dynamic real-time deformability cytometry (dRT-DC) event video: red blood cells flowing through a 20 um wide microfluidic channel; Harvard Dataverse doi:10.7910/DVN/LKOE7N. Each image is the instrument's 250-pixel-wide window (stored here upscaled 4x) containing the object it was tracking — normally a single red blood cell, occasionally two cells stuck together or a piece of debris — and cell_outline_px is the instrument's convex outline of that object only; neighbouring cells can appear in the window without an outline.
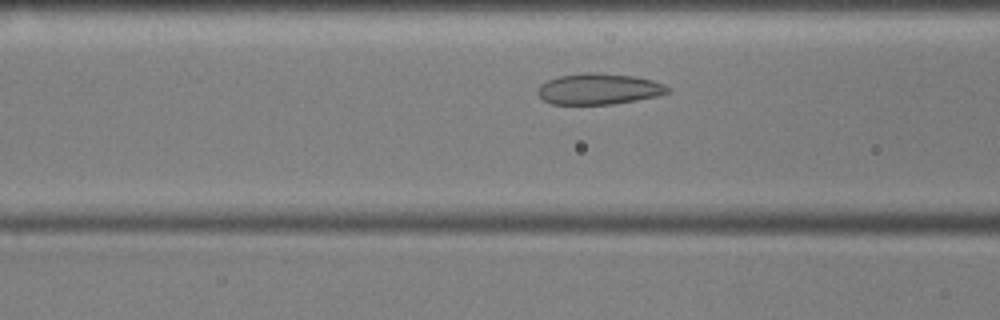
{"species": "common noctule bat (a hibernating species)", "species_latin": "Nyctalus noctula", "temperature_condition": "cold", "stored_images_in_passage": 38, "camera_frame_rate_fps": 3000, "um_per_image_px": 0.085, "animal": {"sex": "male", "body_mass_g": 17.9, "forearm_length_mm": 54.2}, "frame": {"image": 1, "passage_image": 11, "time_ms": 3.333, "image_size_px": [1000, 320], "cell_outline_px": [[668, 92], [656, 96], [636, 100], [612, 104], [552, 104], [544, 100], [536, 92], [540, 84], [548, 80], [560, 76], [588, 72], [596, 72], [632, 76], [652, 80], [664, 84], [668, 88]], "centroid_in_image_um": [50.87, 7.56], "position_along_channel_um": 115.7, "area_um2": 23.24}}
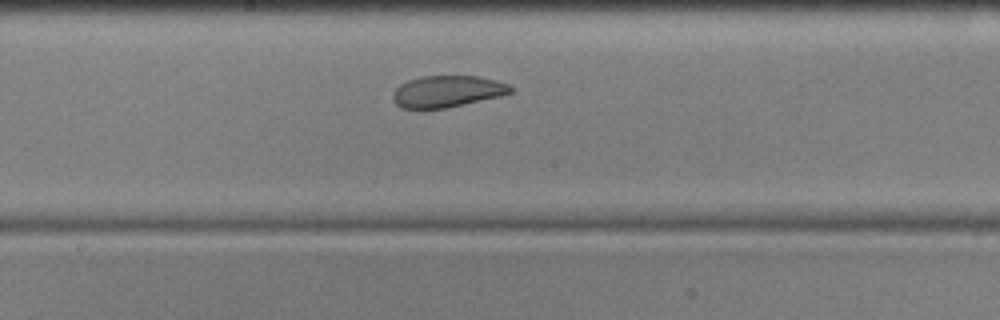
{"frame": {"image": 2, "passage_image": 19, "time_ms": 6.0, "image_size_px": [1000, 320], "cell_outline_px": [[516, 88], [512, 92], [500, 96], [448, 108], [400, 108], [392, 100], [392, 92], [400, 84], [408, 80], [420, 76], [480, 76], [508, 84]], "centroid_in_image_um": [38.01, 7.77], "position_along_channel_um": 210.2, "area_um2": 21.85}}
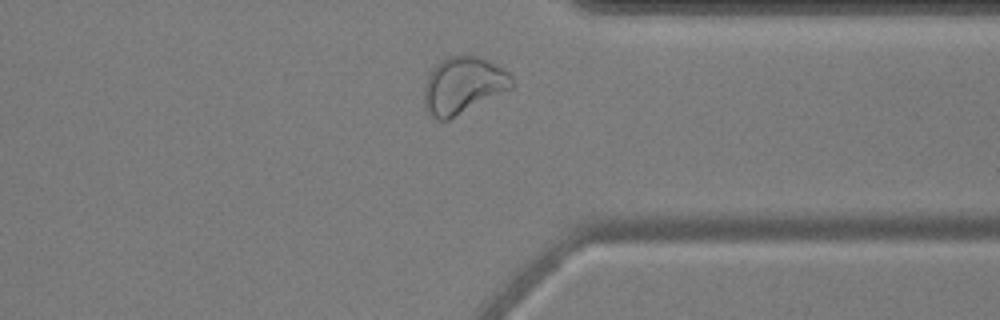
{"frame": {"image": 3, "passage_image": 33, "time_ms": 10.667, "image_size_px": [1000, 320], "cell_outline_px": [[516, 84], [512, 88], [448, 120], [436, 120], [432, 116], [424, 104], [424, 88], [428, 76], [436, 64], [452, 56], [480, 56], [504, 68], [512, 76]], "centroid_in_image_um": [39.41, 7.25], "position_along_channel_um": 372.0, "area_um2": 28.84}, "authors_computed_cell_mechanics": {"area_um2": 23.7269, "velocity_mm_per_s": 3.5337, "shape_relaxation_time_tau1_ms": null, "shape_relaxation_time_tau2_ms": 1.1936, "deformation_change_tau1": null, "deformation_change_tau2": 0.0489}}